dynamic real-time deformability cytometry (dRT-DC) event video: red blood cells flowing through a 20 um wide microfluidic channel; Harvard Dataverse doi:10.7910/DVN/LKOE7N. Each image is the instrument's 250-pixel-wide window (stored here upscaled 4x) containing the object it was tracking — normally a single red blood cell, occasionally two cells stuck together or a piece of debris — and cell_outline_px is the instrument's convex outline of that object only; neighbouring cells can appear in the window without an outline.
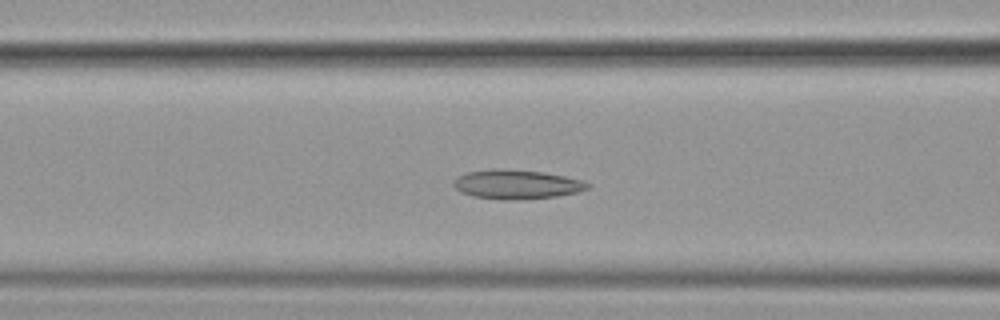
{"species": "common noctule bat (a hibernating species)", "species_latin": "Nyctalus noctula", "temperature_condition": "cold", "stored_images_in_passage": 41, "camera_frame_rate_fps": 3000, "um_per_image_px": 0.085, "animal": {"sex": "female", "body_mass_g": 19.9}, "frame": {"image": 1, "passage_image": 8, "time_ms": 2.333, "image_size_px": [1000, 320], "cell_outline_px": [[592, 184], [588, 188], [576, 192], [556, 196], [516, 200], [500, 200], [472, 196], [460, 192], [452, 184], [452, 180], [456, 176], [468, 172], [492, 168], [500, 168], [544, 172], [584, 180]], "centroid_in_image_um": [43.87, 15.66], "position_along_channel_um": 122.7, "area_um2": 23.12}}
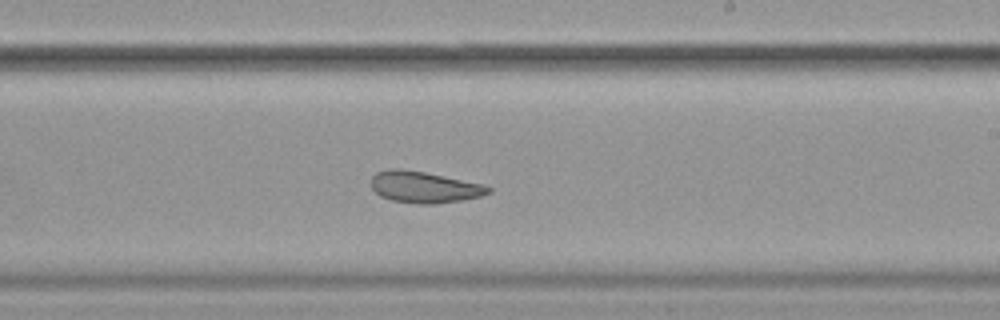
{"frame": {"image": 2, "passage_image": 19, "time_ms": 6.0, "image_size_px": [1000, 320], "cell_outline_px": [[492, 192], [480, 196], [460, 200], [432, 204], [416, 204], [392, 200], [380, 196], [372, 188], [372, 176], [376, 172], [388, 168], [400, 168], [424, 172], [484, 184], [492, 188]], "centroid_in_image_um": [36.05, 15.9], "position_along_channel_um": 253.0, "area_um2": 21.44}}
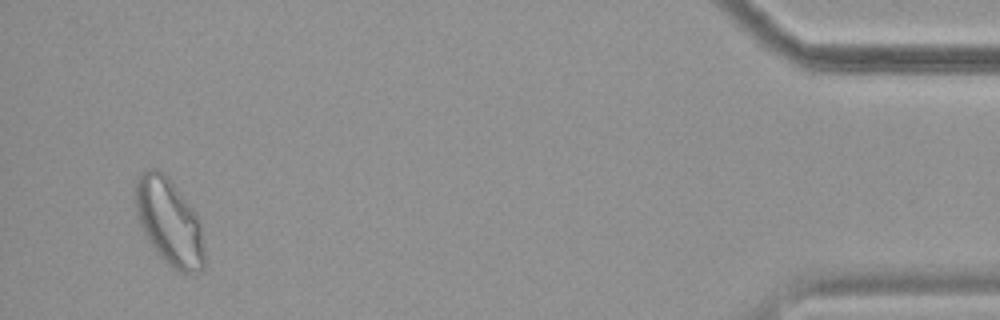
{"frame": {"image": 3, "passage_image": 39, "time_ms": 12.667, "image_size_px": [1000, 320], "cell_outline_px": [[204, 268], [200, 272], [180, 272], [172, 268], [160, 256], [148, 240], [140, 224], [136, 212], [136, 176], [140, 172], [152, 168], [156, 168], [164, 172], [168, 176], [196, 212], [200, 220], [204, 252]], "centroid_in_image_um": [14.39, 18.83], "position_along_channel_um": 420.8, "area_um2": 34.85}, "authors_computed_cell_mechanics": {"area_um2": 22.7732, "velocity_mm_per_s": 3.5644, "shape_relaxation_time_tau1_ms": 8.571, "shape_relaxation_time_tau2_ms": 3.3511, "deformation_change_tau1": 0.1476, "deformation_change_tau2": 0.118}}